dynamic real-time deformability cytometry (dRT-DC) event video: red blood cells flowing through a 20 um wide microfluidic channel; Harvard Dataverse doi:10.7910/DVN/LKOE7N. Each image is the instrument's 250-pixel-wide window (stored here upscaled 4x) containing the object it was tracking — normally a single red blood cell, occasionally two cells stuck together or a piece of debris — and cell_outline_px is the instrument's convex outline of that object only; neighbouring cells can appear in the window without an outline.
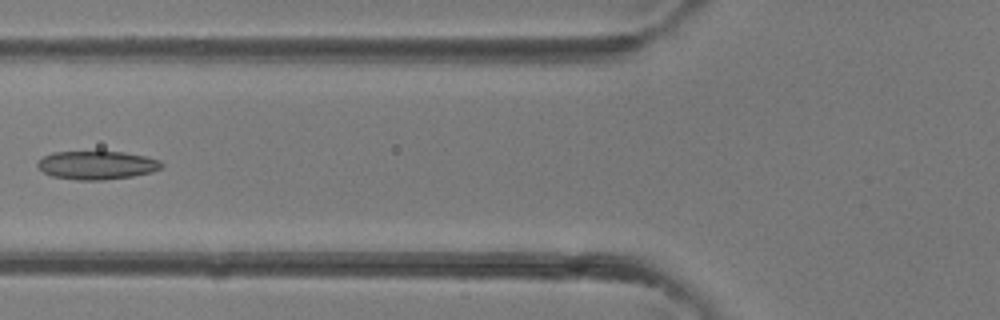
{"species": "common noctule bat (a hibernating species)", "species_latin": "Nyctalus noctula", "temperature_condition": "room temperature", "stored_images_in_passage": 40, "camera_frame_rate_fps": 3000, "um_per_image_px": 0.085, "animal": {"sex": "female"}, "frame": {"image": 1, "passage_image": 16, "time_ms": 5.0, "image_size_px": [1000, 320], "cell_outline_px": [[164, 164], [160, 168], [152, 172], [132, 176], [104, 180], [76, 180], [52, 176], [44, 172], [36, 164], [44, 156], [52, 152], [124, 152], [144, 156], [160, 160]], "centroid_in_image_um": [8.24, 14.04], "position_along_channel_um": 117.6, "area_um2": 20.4}}
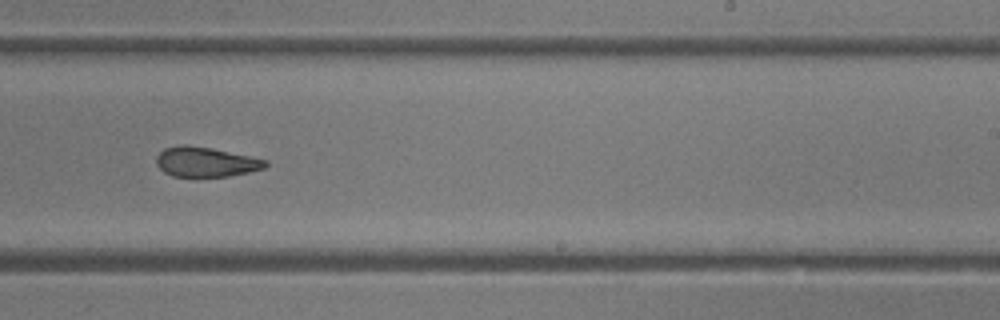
{"frame": {"image": 2, "passage_image": 25, "time_ms": 8.0, "image_size_px": [1000, 320], "cell_outline_px": [[268, 164], [264, 168], [248, 172], [228, 176], [196, 180], [172, 176], [164, 172], [156, 164], [156, 156], [164, 148], [184, 144], [212, 148], [268, 160]], "centroid_in_image_um": [17.45, 13.81], "position_along_channel_um": 271.6, "area_um2": 19.65}}
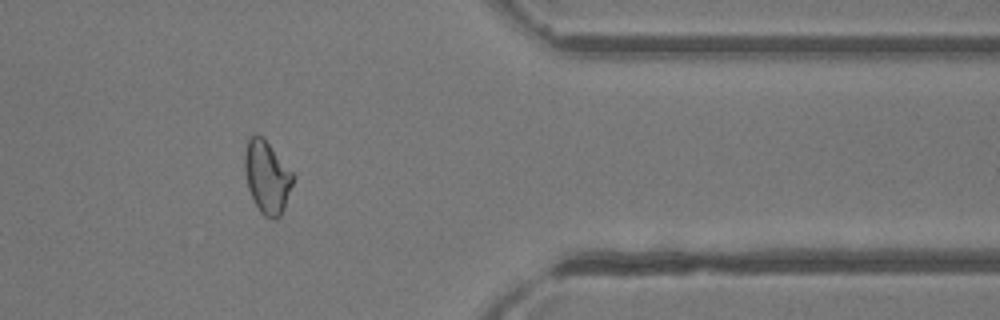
{"frame": {"image": 3, "passage_image": 33, "time_ms": 10.667, "image_size_px": [1000, 320], "cell_outline_px": [[296, 176], [284, 208], [280, 216], [276, 220], [272, 220], [264, 216], [260, 212], [248, 188], [244, 172], [244, 152], [248, 136], [256, 132], [264, 136]], "centroid_in_image_um": [22.69, 14.99], "position_along_channel_um": 388.7, "area_um2": 21.04}}